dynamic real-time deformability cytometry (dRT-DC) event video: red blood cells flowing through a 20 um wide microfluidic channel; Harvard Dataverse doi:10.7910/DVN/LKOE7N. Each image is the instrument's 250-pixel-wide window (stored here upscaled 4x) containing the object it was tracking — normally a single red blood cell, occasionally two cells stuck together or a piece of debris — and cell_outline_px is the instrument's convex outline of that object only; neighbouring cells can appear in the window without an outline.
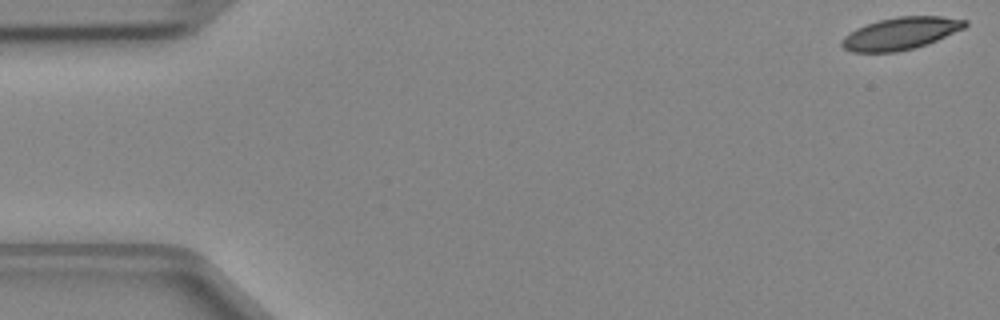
{"species": "Egyptian fruit bat (a non-hibernating species)", "species_latin": "Rousettus aegyptiacus", "temperature_condition": "cold", "stored_images_in_passage": 47, "camera_frame_rate_fps": 3000, "um_per_image_px": 0.085, "animal": {"sex": "female"}, "frame": {"image": 1, "passage_image": 1, "time_ms": 0.0, "image_size_px": [1000, 320], "cell_outline_px": [[968, 24], [964, 28], [928, 44], [916, 48], [896, 52], [852, 52], [844, 48], [840, 44], [840, 40], [844, 36], [856, 28], [880, 20], [896, 16], [940, 16], [968, 20]], "centroid_in_image_um": [76.56, 2.85], "position_along_channel_um": 8.4, "area_um2": 23.24}}
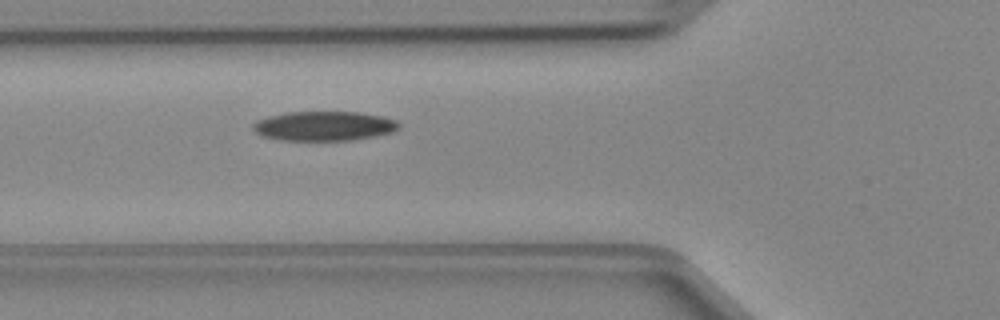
{"frame": {"image": 2, "passage_image": 17, "time_ms": 5.333, "image_size_px": [1000, 320], "cell_outline_px": [[400, 128], [392, 132], [376, 136], [352, 140], [280, 140], [260, 136], [252, 128], [252, 124], [256, 120], [268, 116], [288, 112], [360, 112], [380, 116], [396, 120], [400, 124]], "centroid_in_image_um": [27.52, 10.71], "position_along_channel_um": 98.3, "area_um2": 25.2}}
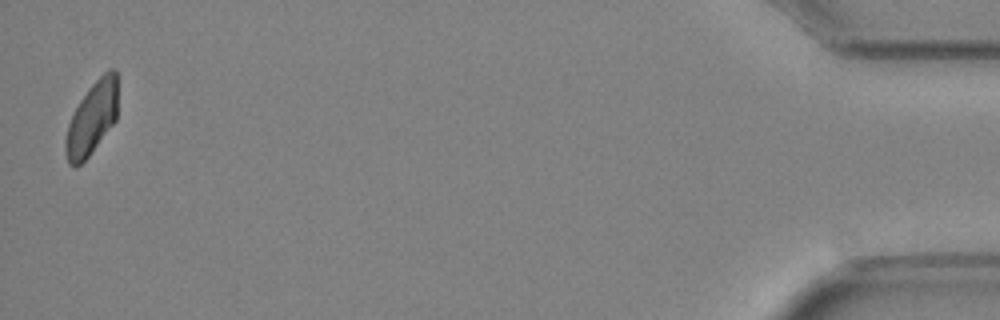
{"frame": {"image": 3, "passage_image": 47, "time_ms": 15.333, "image_size_px": [1000, 320], "cell_outline_px": [[116, 120], [88, 156], [76, 168], [68, 164], [64, 152], [64, 140], [68, 124], [80, 100], [88, 88], [108, 68], [112, 68], [116, 72]], "centroid_in_image_um": [7.77, 10.09], "position_along_channel_um": 427.4, "area_um2": 21.91}}